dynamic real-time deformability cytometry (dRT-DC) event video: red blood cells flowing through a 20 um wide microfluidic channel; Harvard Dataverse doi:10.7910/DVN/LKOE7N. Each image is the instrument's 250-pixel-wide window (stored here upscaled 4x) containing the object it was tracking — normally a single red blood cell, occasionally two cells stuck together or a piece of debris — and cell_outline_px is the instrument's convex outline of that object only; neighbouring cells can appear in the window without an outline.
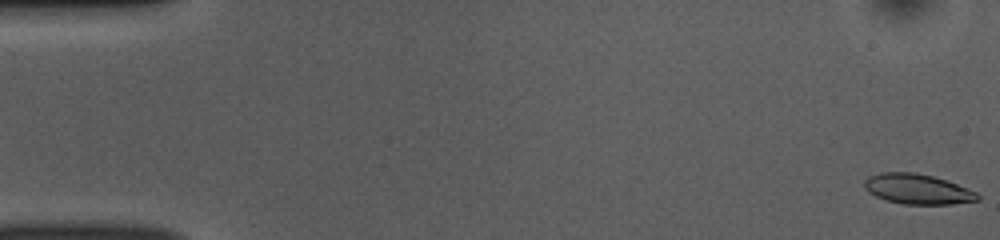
{"species": "common noctule bat (a hibernating species)", "species_latin": "Nyctalus noctula", "temperature_condition": "room temperature", "stored_images_in_passage": 52, "camera_frame_rate_fps": 3000, "um_per_image_px": 0.085, "animal": {"sex": "female", "body_mass_g": 10.0, "forearm_length_mm": 53.1}, "frame": {"image": 1, "passage_image": 1, "time_ms": 0.0, "image_size_px": [1000, 240], "cell_outline_px": [[980, 200], [952, 204], [904, 204], [888, 200], [876, 196], [868, 192], [864, 188], [864, 180], [868, 176], [880, 172], [916, 172], [932, 176], [956, 184], [976, 192], [980, 196]], "centroid_in_image_um": [77.96, 16.06], "position_along_channel_um": 7.0, "area_um2": 19.77}}
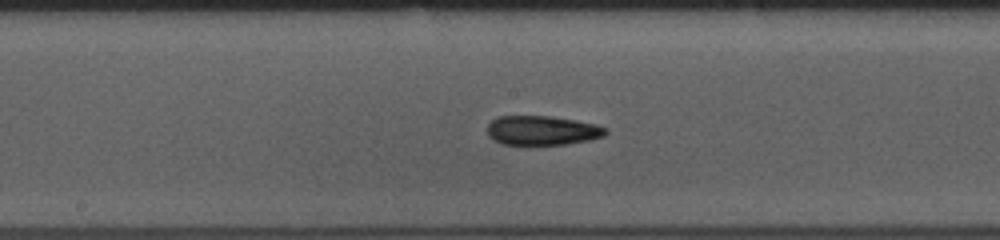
{"frame": {"image": 2, "passage_image": 27, "time_ms": 8.667, "image_size_px": [1000, 240], "cell_outline_px": [[608, 132], [604, 136], [588, 140], [564, 144], [504, 144], [492, 140], [488, 136], [488, 124], [496, 116], [548, 116], [576, 120], [596, 124], [608, 128]], "centroid_in_image_um": [46.08, 11.08], "position_along_channel_um": 202.1, "area_um2": 20.23}}
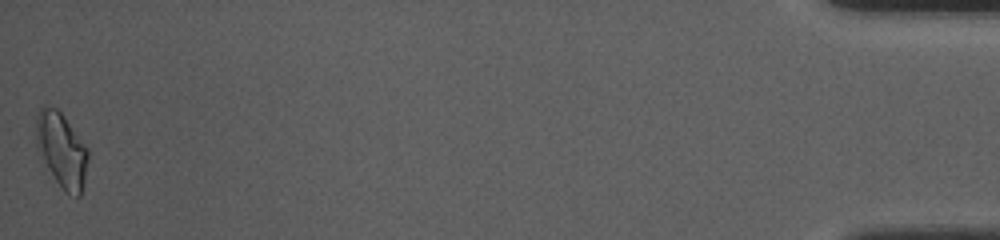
{"frame": {"image": 3, "passage_image": 52, "time_ms": 17.0, "image_size_px": [1000, 240], "cell_outline_px": [[88, 160], [84, 180], [80, 196], [68, 196], [64, 192], [36, 152], [36, 116], [40, 108], [44, 104], [56, 108], [64, 116], [88, 148]], "centroid_in_image_um": [5.21, 12.75], "position_along_channel_um": 430.0, "area_um2": 22.89}, "authors_computed_cell_mechanics": {"area_um2": 20.3745, "velocity_mm_per_s": 3.8596, "shape_relaxation_time_tau1_ms": 9.0302, "shape_relaxation_time_tau2_ms": 4.1496, "deformation_change_tau1": 0.174, "deformation_change_tau2": 0.1177}}